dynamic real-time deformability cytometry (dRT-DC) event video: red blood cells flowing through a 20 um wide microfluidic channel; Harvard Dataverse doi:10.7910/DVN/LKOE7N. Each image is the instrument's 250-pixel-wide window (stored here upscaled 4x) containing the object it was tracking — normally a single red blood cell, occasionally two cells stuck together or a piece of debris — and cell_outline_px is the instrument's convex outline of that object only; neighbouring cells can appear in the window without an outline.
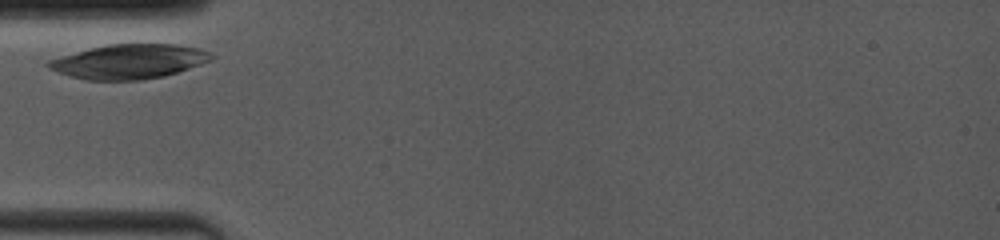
{"species": "common noctule bat (a hibernating species)", "species_latin": "Nyctalus noctula", "temperature_condition": "room temperature", "stored_images_in_passage": 21, "camera_frame_rate_fps": 4000, "um_per_image_px": 0.085, "animal": {"sex": "female", "body_mass_g": 19.0, "forearm_length_mm": 53.3}, "frame": {"image": 1, "passage_image": 1, "time_ms": 0.0, "image_size_px": [1000, 240], "cell_outline_px": [[216, 56], [212, 60], [164, 76], [140, 80], [88, 80], [68, 76], [48, 68], [44, 64], [48, 60], [60, 56], [104, 44], [180, 44], [200, 48], [212, 52]], "centroid_in_image_um": [10.97, 5.22], "position_along_channel_um": 74.0, "area_um2": 33.0}}